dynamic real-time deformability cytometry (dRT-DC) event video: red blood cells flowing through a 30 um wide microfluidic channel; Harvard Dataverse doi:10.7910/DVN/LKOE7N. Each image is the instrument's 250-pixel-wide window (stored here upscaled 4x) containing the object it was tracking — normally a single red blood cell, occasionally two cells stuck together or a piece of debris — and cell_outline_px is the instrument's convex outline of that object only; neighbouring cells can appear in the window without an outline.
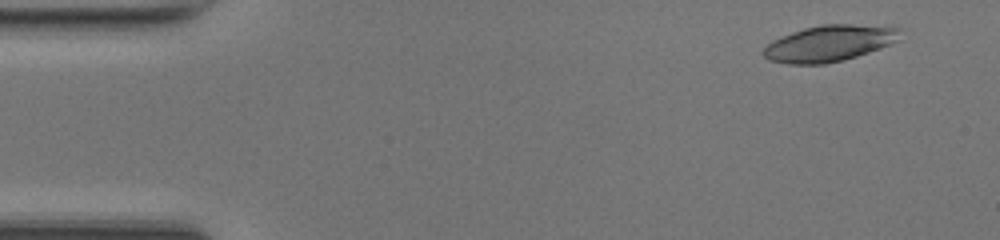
{"species": "common noctule bat (a hibernating species)", "species_latin": "Nyctalus noctula", "temperature_condition": "room temperature", "stored_images_in_passage": 36, "camera_frame_rate_fps": 3000, "um_per_image_px": 0.085, "animal": {"sex": "female", "body_mass_g": 17.0, "forearm_length_mm": 48.0}, "frame": {"image": 1, "passage_image": 4, "time_ms": 1.0, "image_size_px": [1000, 240], "cell_outline_px": [[900, 40], [892, 44], [856, 56], [824, 64], [788, 64], [768, 60], [764, 56], [764, 48], [772, 40], [792, 32], [804, 28], [824, 24], [892, 24], [900, 28]], "centroid_in_image_um": [70.58, 3.65], "position_along_channel_um": 14.4, "area_um2": 29.19}}
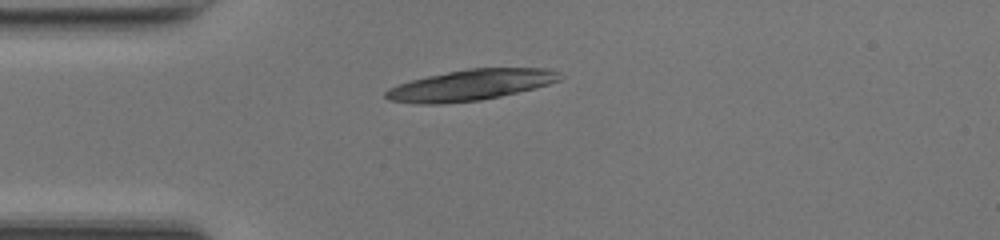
{"frame": {"image": 2, "passage_image": 13, "time_ms": 4.0, "image_size_px": [1000, 240], "cell_outline_px": [[560, 80], [536, 88], [500, 96], [480, 100], [444, 104], [416, 104], [388, 100], [384, 96], [384, 92], [388, 88], [412, 80], [428, 76], [468, 68], [548, 68], [556, 72]], "centroid_in_image_um": [39.95, 7.24], "position_along_channel_um": 45.0, "area_um2": 31.15}}
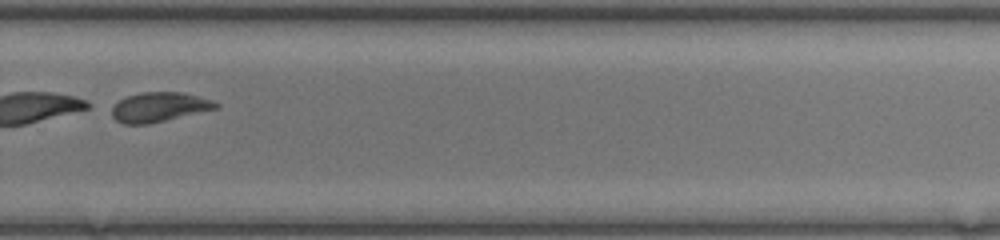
{"frame": {"image": 3, "passage_image": 34, "time_ms": 11.0, "image_size_px": [1000, 240], "cell_outline_px": [[220, 108], [148, 124], [124, 124], [116, 120], [112, 116], [112, 108], [120, 100], [128, 96], [140, 92], [180, 92], [212, 100], [220, 104]], "centroid_in_image_um": [13.55, 9.1], "position_along_channel_um": 316.2, "area_um2": 17.8}}